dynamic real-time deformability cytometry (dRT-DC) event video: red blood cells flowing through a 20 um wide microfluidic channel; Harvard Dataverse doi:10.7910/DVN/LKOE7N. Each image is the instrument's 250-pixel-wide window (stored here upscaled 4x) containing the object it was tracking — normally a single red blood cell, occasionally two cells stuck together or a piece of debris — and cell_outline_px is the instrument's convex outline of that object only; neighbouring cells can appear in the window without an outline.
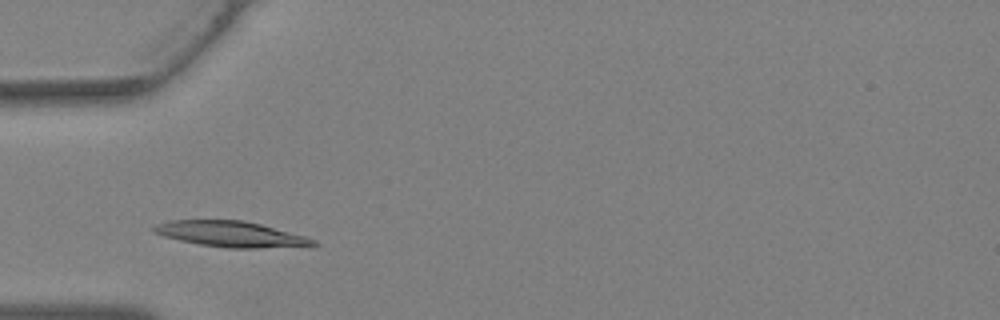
{"species": "Egyptian fruit bat (a non-hibernating species)", "species_latin": "Rousettus aegyptiacus", "temperature_condition": "warm", "stored_images_in_passage": 24, "camera_frame_rate_fps": 3000, "um_per_image_px": 0.085, "animal": {"sex": "female"}, "frame": {"image": 1, "passage_image": 5, "time_ms": 1.333, "image_size_px": [1000, 320], "cell_outline_px": [[320, 244], [260, 248], [228, 248], [200, 244], [180, 240], [164, 236], [152, 232], [152, 228], [156, 224], [168, 220], [244, 220], [260, 224], [304, 236], [316, 240]], "centroid_in_image_um": [19.56, 19.89], "position_along_channel_um": 65.4, "area_um2": 23.52}}
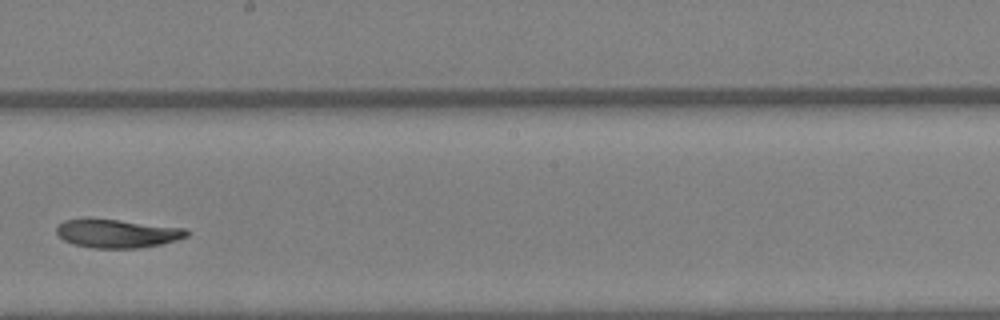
{"frame": {"image": 2, "passage_image": 15, "time_ms": 4.667, "image_size_px": [1000, 320], "cell_outline_px": [[188, 236], [176, 240], [160, 244], [136, 248], [92, 248], [72, 244], [64, 240], [56, 232], [56, 228], [64, 220], [120, 220], [188, 228]], "centroid_in_image_um": [10.01, 19.86], "position_along_channel_um": 238.2, "area_um2": 21.27}}
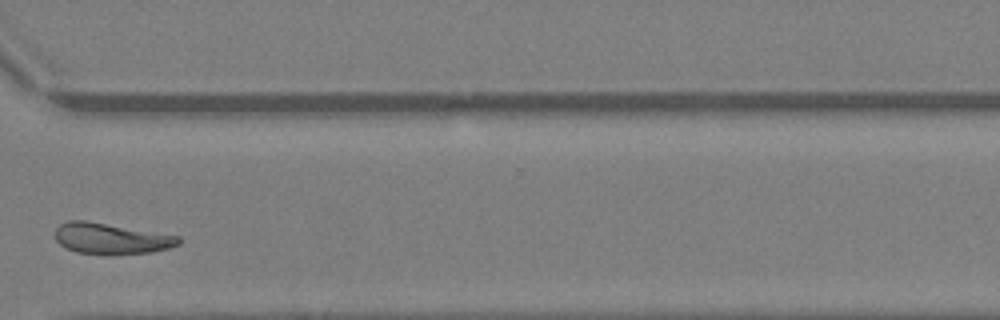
{"frame": {"image": 3, "passage_image": 22, "time_ms": 7.0, "image_size_px": [1000, 320], "cell_outline_px": [[180, 244], [168, 248], [152, 252], [112, 256], [104, 256], [76, 252], [64, 248], [56, 240], [56, 228], [60, 224], [68, 220], [84, 220], [180, 236]], "centroid_in_image_um": [9.43, 20.31], "position_along_channel_um": 361.2, "area_um2": 22.66}}